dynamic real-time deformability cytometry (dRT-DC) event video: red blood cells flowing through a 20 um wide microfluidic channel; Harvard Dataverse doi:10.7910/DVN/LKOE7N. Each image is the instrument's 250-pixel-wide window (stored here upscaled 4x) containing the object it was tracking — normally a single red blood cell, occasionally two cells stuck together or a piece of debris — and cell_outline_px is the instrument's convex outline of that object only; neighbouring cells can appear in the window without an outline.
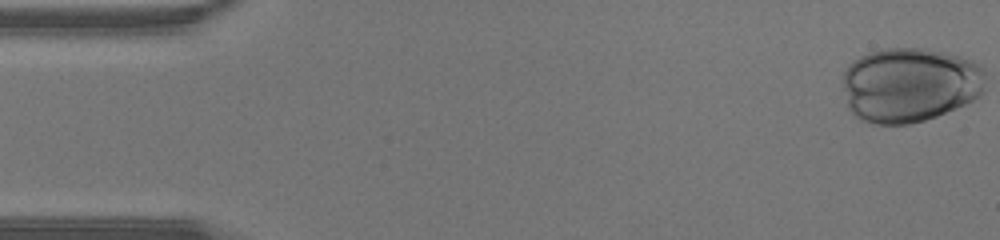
{"species": "human", "species_latin": "Homo sapiens", "temperature_condition": "warm", "stored_images_in_passage": 35, "camera_frame_rate_fps": 3000, "um_per_image_px": 0.085, "donor": {"sex": "male"}, "frame": {"image": 1, "passage_image": 1, "time_ms": 0.0, "image_size_px": [1000, 240], "cell_outline_px": [[984, 92], [980, 96], [964, 104], [936, 116], [924, 120], [908, 124], [876, 124], [860, 120], [848, 108], [844, 88], [844, 72], [848, 64], [852, 60], [868, 52], [884, 48], [924, 48], [972, 60], [980, 64], [984, 68]], "centroid_in_image_um": [77.32, 7.2], "position_along_channel_um": 7.7, "area_um2": 62.25}}
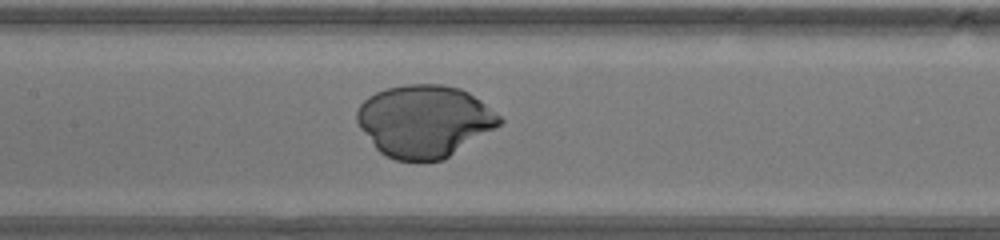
{"frame": {"image": 2, "passage_image": 21, "time_ms": 6.667, "image_size_px": [1000, 240], "cell_outline_px": [[504, 120], [500, 124], [444, 160], [420, 164], [396, 160], [380, 152], [376, 148], [360, 128], [356, 120], [356, 112], [360, 104], [368, 96], [384, 88], [408, 84], [440, 84], [460, 88], [468, 92], [480, 100], [496, 112]], "centroid_in_image_um": [36.05, 10.31], "position_along_channel_um": 171.4, "area_um2": 60.29}}
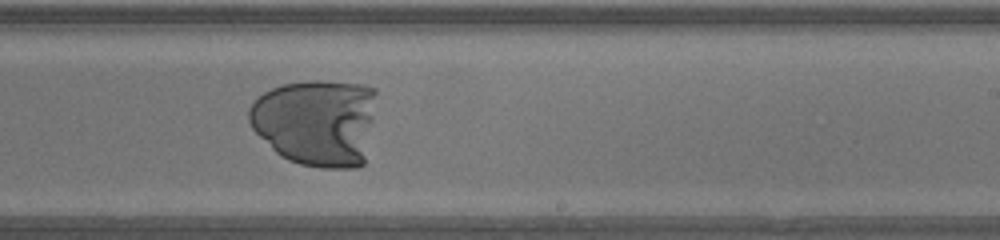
{"frame": {"image": 3, "passage_image": 27, "time_ms": 8.667, "image_size_px": [1000, 240], "cell_outline_px": [[376, 92], [372, 120], [364, 164], [356, 168], [320, 168], [300, 164], [288, 160], [280, 156], [252, 128], [248, 120], [248, 108], [264, 92], [272, 88], [284, 84], [308, 80], [320, 80], [364, 84], [376, 88]], "centroid_in_image_um": [26.89, 10.38], "position_along_channel_um": 262.1, "area_um2": 65.14}}